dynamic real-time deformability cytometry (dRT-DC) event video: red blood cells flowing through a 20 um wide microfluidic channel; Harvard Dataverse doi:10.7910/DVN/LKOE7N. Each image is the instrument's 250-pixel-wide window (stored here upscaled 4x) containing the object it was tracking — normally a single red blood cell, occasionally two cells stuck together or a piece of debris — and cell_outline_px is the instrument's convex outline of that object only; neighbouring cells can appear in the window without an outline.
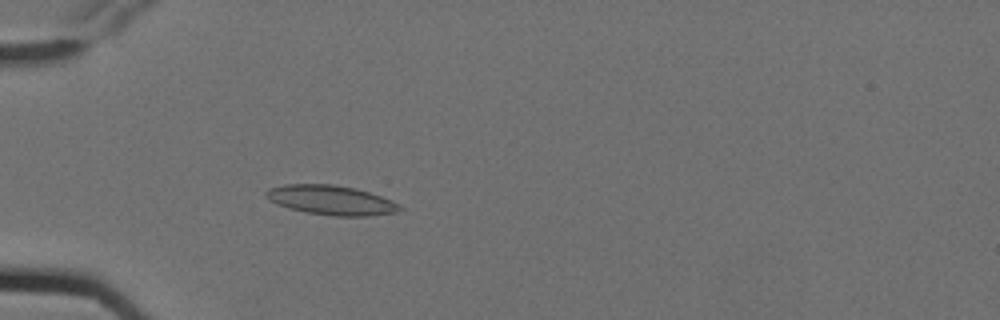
{"species": "Egyptian fruit bat (a non-hibernating species)", "species_latin": "Rousettus aegyptiacus", "temperature_condition": "cold", "stored_images_in_passage": 5, "camera_frame_rate_fps": 3000, "um_per_image_px": 0.085, "animal": {"sex": "female"}, "frame": {"image": 1, "passage_image": 5, "time_ms": 1.333, "image_size_px": [1000, 320], "cell_outline_px": [[404, 208], [396, 212], [368, 216], [336, 216], [308, 212], [288, 208], [276, 204], [264, 196], [264, 192], [268, 188], [284, 184], [332, 184], [356, 188], [392, 200], [400, 204]], "centroid_in_image_um": [28.13, 17.0], "position_along_channel_um": 56.9, "area_um2": 23.06}}